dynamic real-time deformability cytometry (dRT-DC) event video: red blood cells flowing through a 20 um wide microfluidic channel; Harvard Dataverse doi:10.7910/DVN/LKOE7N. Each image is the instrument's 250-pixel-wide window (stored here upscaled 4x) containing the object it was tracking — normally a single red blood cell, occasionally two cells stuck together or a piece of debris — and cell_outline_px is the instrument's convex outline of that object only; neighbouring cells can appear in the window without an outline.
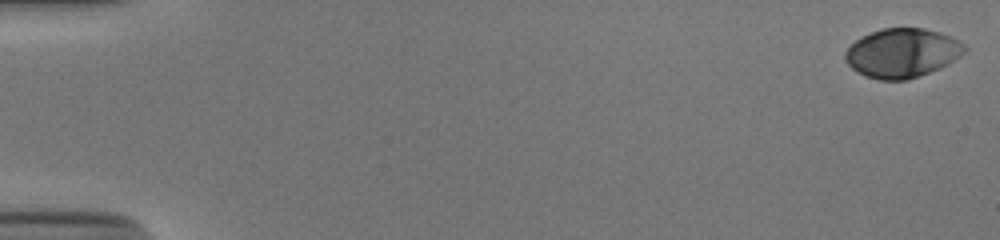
{"species": "human", "species_latin": "Homo sapiens", "temperature_condition": "cold", "stored_images_in_passage": 54, "camera_frame_rate_fps": 3000, "um_per_image_px": 0.085, "donor": {"sex": "male"}, "frame": {"image": 1, "passage_image": 1, "time_ms": 0.0, "image_size_px": [1000, 240], "cell_outline_px": [[968, 48], [960, 56], [948, 64], [940, 68], [908, 80], [880, 80], [864, 76], [856, 72], [844, 60], [844, 52], [856, 40], [880, 28], [924, 28], [960, 40]], "centroid_in_image_um": [76.67, 4.52], "position_along_channel_um": 8.3, "area_um2": 34.16}}
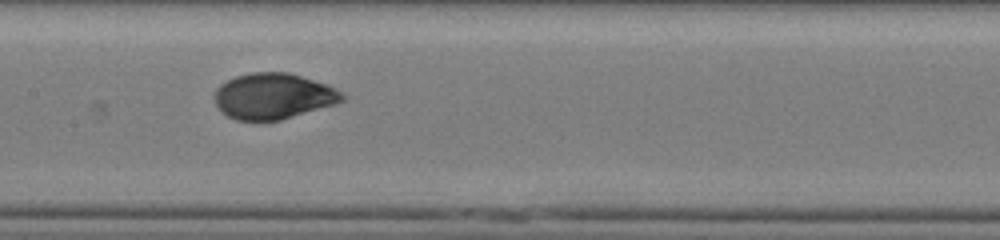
{"frame": {"image": 2, "passage_image": 28, "time_ms": 9.0, "image_size_px": [1000, 240], "cell_outline_px": [[344, 100], [336, 104], [280, 120], [236, 120], [220, 112], [212, 96], [216, 88], [220, 84], [236, 76], [252, 72], [288, 72], [328, 84], [340, 92], [344, 96]], "centroid_in_image_um": [23.2, 8.17], "position_along_channel_um": 184.2, "area_um2": 34.22}}
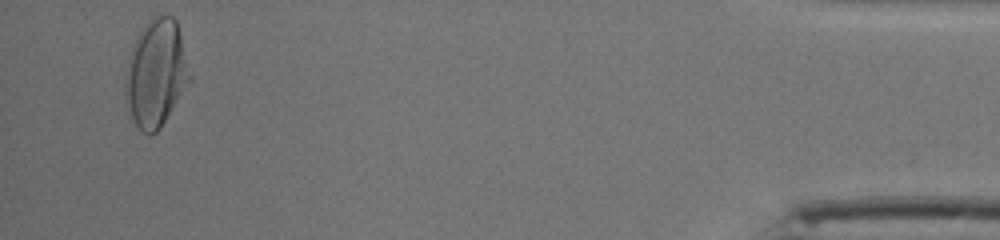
{"frame": {"image": 3, "passage_image": 52, "time_ms": 17.0, "image_size_px": [1000, 240], "cell_outline_px": [[192, 80], [160, 128], [156, 132], [148, 136], [140, 132], [132, 120], [124, 92], [124, 80], [128, 56], [132, 44], [136, 36], [144, 24], [152, 16], [172, 16], [176, 20], [180, 32], [192, 76]], "centroid_in_image_um": [13.25, 6.24], "position_along_channel_um": 422.0, "area_um2": 40.98}, "authors_computed_cell_mechanics": {"area_um2": 34.3043, "velocity_mm_per_s": 3.8686, "shape_relaxation_time_tau1_ms": 4.3793, "shape_relaxation_time_tau2_ms": null, "deformation_change_tau1": 0.1869, "deformation_change_tau2": null}}